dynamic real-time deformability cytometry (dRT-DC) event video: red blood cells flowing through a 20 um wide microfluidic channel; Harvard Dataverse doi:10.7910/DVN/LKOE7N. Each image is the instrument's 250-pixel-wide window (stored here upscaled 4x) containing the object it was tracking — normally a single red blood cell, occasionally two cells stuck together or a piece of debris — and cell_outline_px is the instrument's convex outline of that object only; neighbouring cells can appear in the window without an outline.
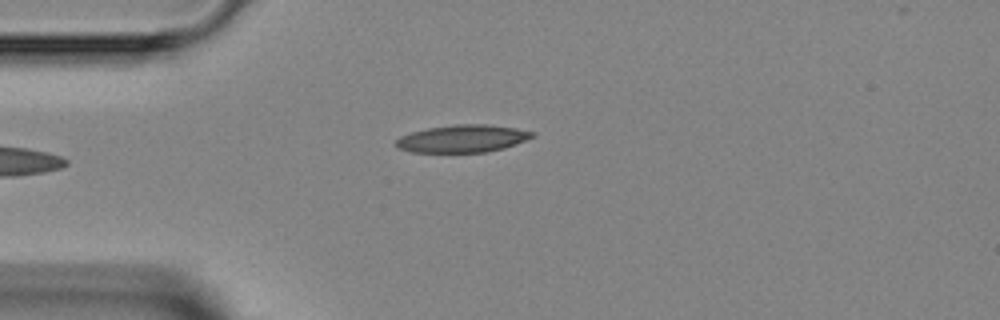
{"species": "Egyptian fruit bat (a non-hibernating species)", "species_latin": "Rousettus aegyptiacus", "temperature_condition": "room temperature", "stored_images_in_passage": 4, "camera_frame_rate_fps": 3000, "um_per_image_px": 0.085, "animal": {"sex": "female"}, "frame": {"image": 1, "passage_image": 4, "time_ms": 4.333, "image_size_px": [1000, 320], "cell_outline_px": [[536, 136], [516, 144], [504, 148], [488, 152], [412, 152], [396, 148], [392, 144], [400, 136], [412, 132], [428, 128], [456, 124], [488, 124], [516, 128], [536, 132]], "centroid_in_image_um": [39.32, 11.78], "position_along_channel_um": 45.7, "area_um2": 22.08}}